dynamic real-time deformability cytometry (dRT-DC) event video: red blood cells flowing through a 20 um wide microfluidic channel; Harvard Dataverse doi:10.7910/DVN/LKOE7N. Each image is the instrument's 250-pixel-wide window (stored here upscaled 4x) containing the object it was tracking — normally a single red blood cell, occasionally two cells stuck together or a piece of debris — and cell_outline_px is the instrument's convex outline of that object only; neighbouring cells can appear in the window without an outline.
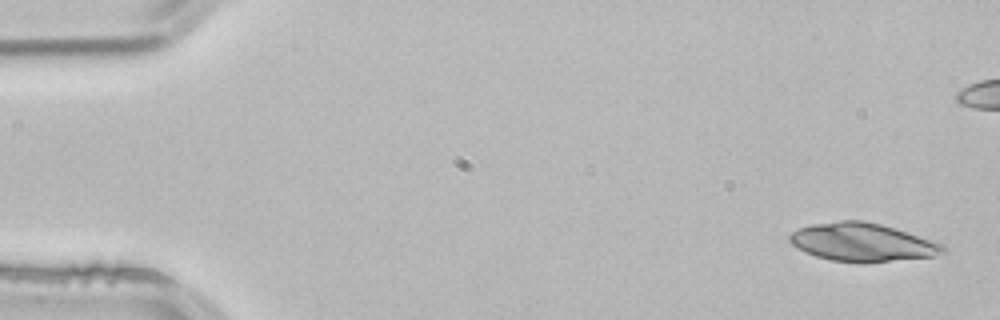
{"species": "common noctule bat (a hibernating species)", "species_latin": "Nyctalus noctula", "temperature_condition": "room temperature", "stored_images_in_passage": 4, "segment_of_instrument_passage": [2, 2], "camera_frame_rate_fps": 3000, "um_per_image_px": 0.085, "animal": {"sex": "male", "body_mass_g": 21.5, "forearm_length_mm": 52.0}, "frame": {"image": 1, "passage_image": 4, "time_ms": 1.0, "image_size_px": [1000, 320], "cell_outline_px": [[948, 248], [944, 252], [932, 256], [888, 260], [832, 260], [816, 256], [804, 252], [792, 244], [788, 240], [788, 236], [792, 232], [800, 228], [812, 224], [840, 220], [860, 220], [880, 224], [896, 228], [936, 240], [944, 244]], "centroid_in_image_um": [73.32, 20.54], "position_along_channel_um": 11.7, "area_um2": 33.52}}